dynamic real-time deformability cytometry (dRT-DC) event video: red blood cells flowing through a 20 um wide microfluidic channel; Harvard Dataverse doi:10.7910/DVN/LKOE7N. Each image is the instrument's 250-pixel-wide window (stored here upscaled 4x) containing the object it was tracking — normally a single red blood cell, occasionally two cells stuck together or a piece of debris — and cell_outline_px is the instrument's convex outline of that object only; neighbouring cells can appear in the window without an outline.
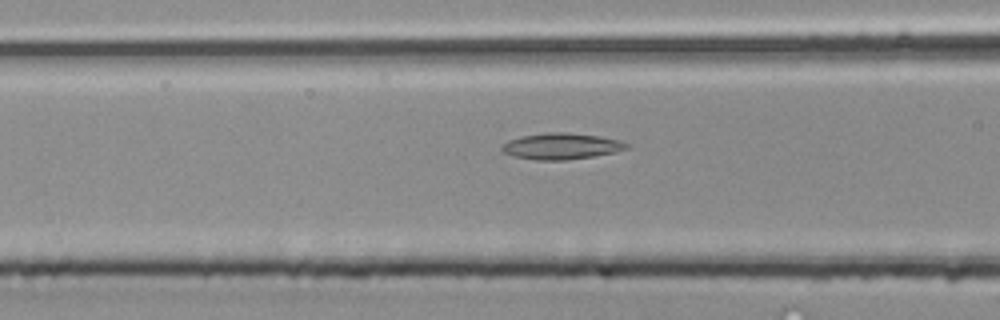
{"species": "common noctule bat (a hibernating species)", "species_latin": "Nyctalus noctula", "temperature_condition": "room temperature", "stored_images_in_passage": 32, "camera_frame_rate_fps": 3000, "um_per_image_px": 0.085, "animal": {"sex": "male", "body_mass_g": 20.4}, "frame": {"image": 1, "passage_image": 4, "time_ms": 1.0, "image_size_px": [1000, 320], "cell_outline_px": [[628, 148], [616, 152], [592, 156], [564, 160], [536, 160], [512, 156], [504, 152], [500, 148], [508, 140], [520, 136], [548, 132], [568, 132], [600, 136], [620, 140], [628, 144]], "centroid_in_image_um": [47.7, 12.42], "position_along_channel_um": 118.9, "area_um2": 19.07}}
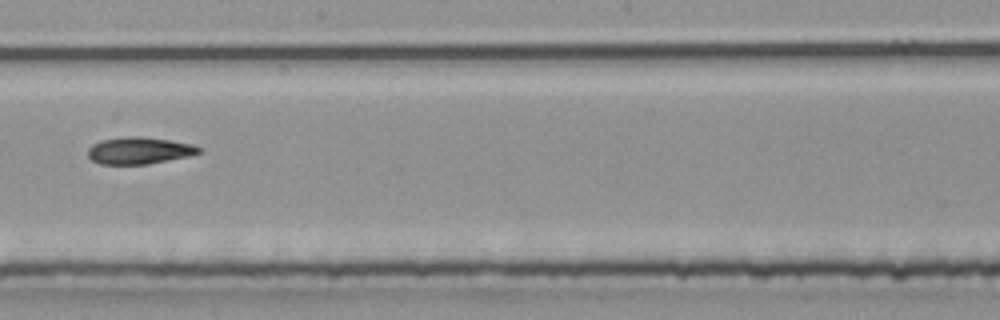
{"frame": {"image": 2, "passage_image": 12, "time_ms": 3.667, "image_size_px": [1000, 320], "cell_outline_px": [[204, 152], [188, 156], [148, 164], [100, 164], [92, 160], [88, 156], [88, 148], [92, 144], [100, 140], [124, 136], [140, 136], [168, 140], [192, 144], [200, 148]], "centroid_in_image_um": [11.81, 12.79], "position_along_channel_um": 236.4, "area_um2": 17.46}}
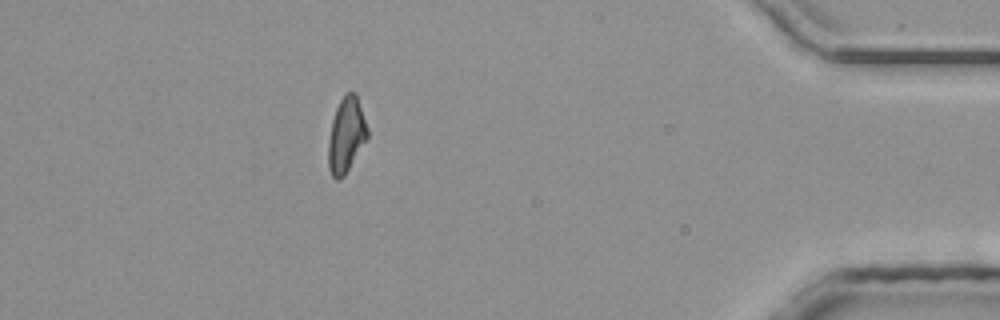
{"frame": {"image": 3, "passage_image": 27, "time_ms": 8.667, "image_size_px": [1000, 320], "cell_outline_px": [[368, 136], [344, 176], [340, 180], [336, 180], [332, 176], [328, 168], [328, 140], [332, 120], [336, 108], [344, 92], [356, 92], [368, 128]], "centroid_in_image_um": [29.41, 11.46], "position_along_channel_um": 405.8, "area_um2": 17.17}}